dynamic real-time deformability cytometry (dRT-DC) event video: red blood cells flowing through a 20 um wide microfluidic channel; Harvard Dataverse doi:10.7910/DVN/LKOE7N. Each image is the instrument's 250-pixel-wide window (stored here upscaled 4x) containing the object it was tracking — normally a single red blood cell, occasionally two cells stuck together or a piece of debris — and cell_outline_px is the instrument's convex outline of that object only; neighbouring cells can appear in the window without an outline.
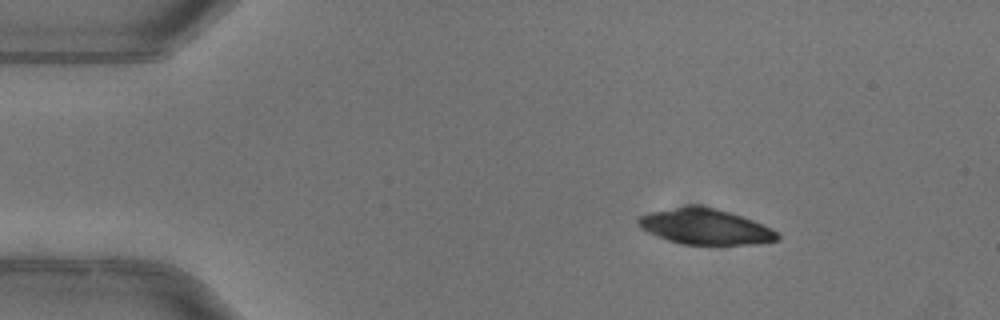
{"species": "common noctule bat (a hibernating species)", "species_latin": "Nyctalus noctula", "temperature_condition": "warm", "stored_images_in_passage": 5, "camera_frame_rate_fps": 3000, "um_per_image_px": 0.085, "animal": {"sex": "female"}, "frame": {"image": 1, "passage_image": 3, "time_ms": 0.667, "image_size_px": [1000, 320], "cell_outline_px": [[780, 240], [752, 244], [716, 248], [680, 244], [656, 236], [640, 228], [636, 220], [640, 216], [648, 212], [696, 204], [728, 212], [752, 220], [776, 232], [780, 236]], "centroid_in_image_um": [59.92, 19.32], "position_along_channel_um": 25.1, "area_um2": 29.54}}